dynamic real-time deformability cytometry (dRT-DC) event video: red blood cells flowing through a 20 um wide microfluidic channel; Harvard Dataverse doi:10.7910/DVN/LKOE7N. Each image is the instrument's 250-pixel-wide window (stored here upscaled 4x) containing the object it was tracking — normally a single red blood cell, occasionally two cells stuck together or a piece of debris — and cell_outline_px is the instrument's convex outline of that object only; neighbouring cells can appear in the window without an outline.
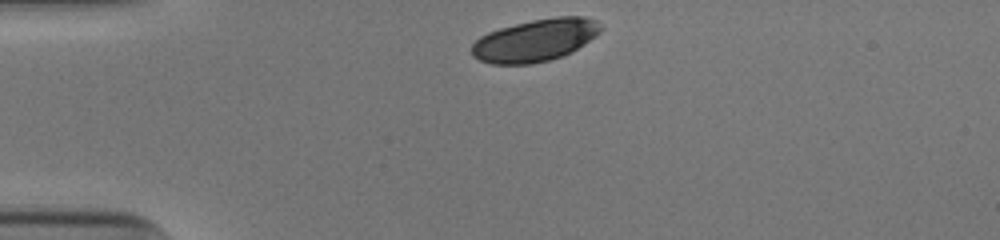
{"species": "human", "species_latin": "Homo sapiens", "temperature_condition": "cold", "stored_images_in_passage": 41, "camera_frame_rate_fps": 3000, "um_per_image_px": 0.085, "donor": {"sex": "male"}, "frame": {"image": 1, "passage_image": 1, "time_ms": 0.0, "image_size_px": [1000, 240], "cell_outline_px": [[604, 28], [596, 36], [572, 52], [564, 56], [552, 60], [532, 64], [492, 64], [480, 60], [472, 56], [472, 44], [480, 36], [488, 32], [500, 28], [532, 20], [556, 16], [584, 16], [596, 20]], "centroid_in_image_um": [45.53, 3.42], "position_along_channel_um": 39.5, "area_um2": 32.08}}
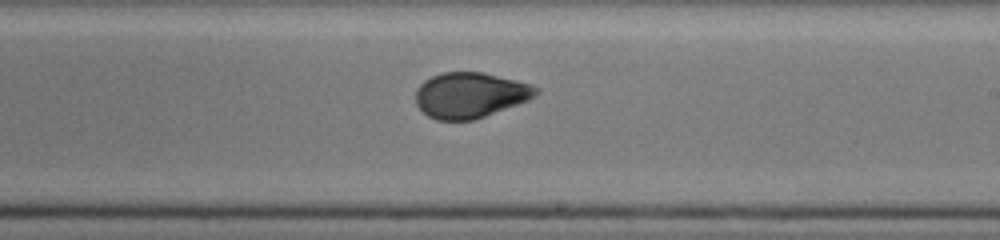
{"frame": {"image": 2, "passage_image": 20, "time_ms": 6.333, "image_size_px": [1000, 240], "cell_outline_px": [[540, 92], [536, 96], [528, 100], [484, 116], [472, 120], [436, 120], [428, 116], [416, 104], [416, 88], [424, 80], [440, 72], [484, 72], [532, 84], [540, 88]], "centroid_in_image_um": [39.97, 8.07], "position_along_channel_um": 249.0, "area_um2": 31.96}}
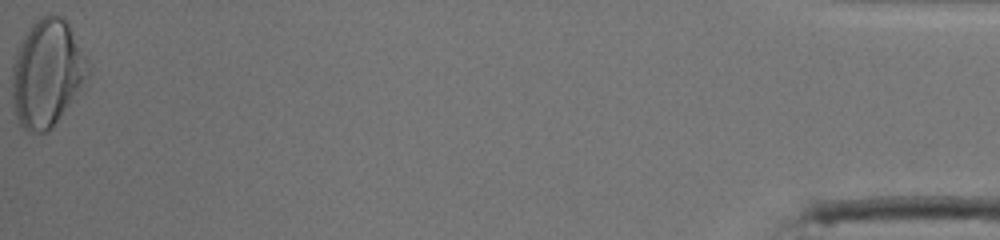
{"frame": {"image": 3, "passage_image": 41, "time_ms": 13.333, "image_size_px": [1000, 240], "cell_outline_px": [[92, 72], [56, 120], [44, 132], [28, 132], [20, 124], [16, 116], [12, 100], [12, 64], [16, 52], [24, 36], [32, 24], [40, 16], [48, 12], [56, 12], [68, 24]], "centroid_in_image_um": [3.96, 6.17], "position_along_channel_um": 431.2, "area_um2": 46.64}, "authors_computed_cell_mechanics": {"area_um2": 32.8304, "velocity_mm_per_s": 3.9222, "shape_relaxation_time_tau1_ms": 3.8385, "shape_relaxation_time_tau2_ms": null, "deformation_change_tau1": 0.1651, "deformation_change_tau2": null}}